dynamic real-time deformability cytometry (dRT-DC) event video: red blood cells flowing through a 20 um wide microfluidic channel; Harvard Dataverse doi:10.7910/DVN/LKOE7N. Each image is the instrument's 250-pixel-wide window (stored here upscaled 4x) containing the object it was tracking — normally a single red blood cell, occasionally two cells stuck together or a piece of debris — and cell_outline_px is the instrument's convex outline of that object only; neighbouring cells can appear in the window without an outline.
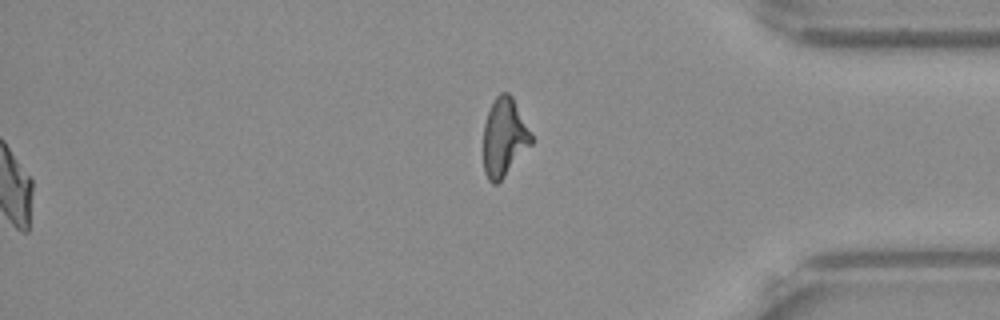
{"species": "Egyptian fruit bat (a non-hibernating species)", "species_latin": "Rousettus aegyptiacus", "temperature_condition": "warm", "stored_images_in_passage": 47, "segment_of_instrument_passage": [2, 2], "camera_frame_rate_fps": 3000, "um_per_image_px": 0.085, "frame": {"image": 1, "passage_image": 47, "time_ms": 15.333, "image_size_px": [1000, 320], "cell_outline_px": [[532, 144], [504, 176], [496, 184], [492, 184], [488, 180], [484, 172], [484, 124], [492, 100], [500, 92], [508, 92], [512, 96], [532, 132]], "centroid_in_image_um": [42.86, 11.64], "position_along_channel_um": 392.3, "area_um2": 21.91}}